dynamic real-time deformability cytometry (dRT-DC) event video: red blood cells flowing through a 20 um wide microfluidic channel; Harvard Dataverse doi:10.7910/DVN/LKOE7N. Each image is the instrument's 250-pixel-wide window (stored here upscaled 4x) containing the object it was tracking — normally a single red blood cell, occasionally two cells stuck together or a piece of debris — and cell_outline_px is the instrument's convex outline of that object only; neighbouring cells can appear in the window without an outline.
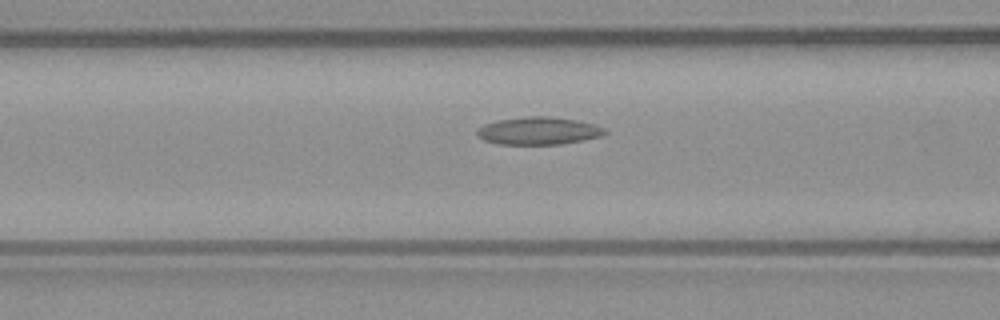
{"species": "common noctule bat (a hibernating species)", "species_latin": "Nyctalus noctula", "temperature_condition": "warm", "stored_images_in_passage": 34, "camera_frame_rate_fps": 3000, "um_per_image_px": 0.085, "animal": {"sex": "male", "body_mass_g": 23.1, "forearm_length_mm": 52.7}, "frame": {"image": 1, "passage_image": 9, "time_ms": 2.667, "image_size_px": [1000, 320], "cell_outline_px": [[608, 132], [604, 136], [560, 144], [500, 144], [484, 140], [476, 136], [476, 132], [484, 124], [496, 120], [528, 116], [548, 116], [576, 120], [596, 124], [604, 128]], "centroid_in_image_um": [45.8, 11.11], "position_along_channel_um": 120.8, "area_um2": 20.63}}
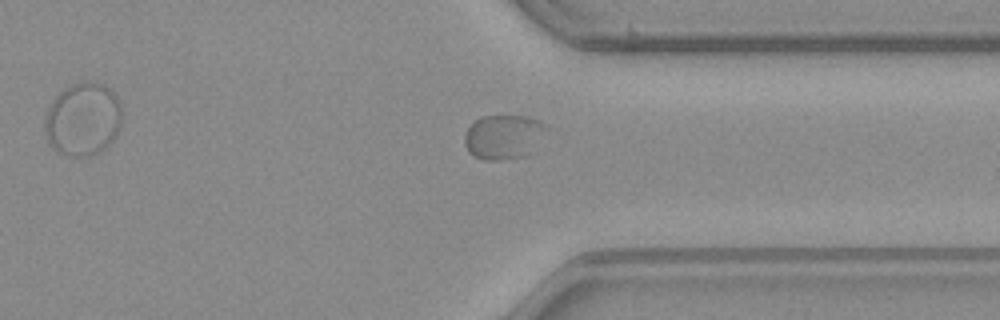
{"frame": {"image": 2, "passage_image": 27, "time_ms": 8.667, "image_size_px": [1000, 320], "cell_outline_px": [[548, 128], [528, 156], [496, 160], [484, 160], [472, 156], [468, 152], [464, 144], [464, 136], [468, 128], [480, 116], [524, 116], [536, 120], [544, 124]], "centroid_in_image_um": [42.76, 11.65], "position_along_channel_um": 368.6, "area_um2": 21.15}}
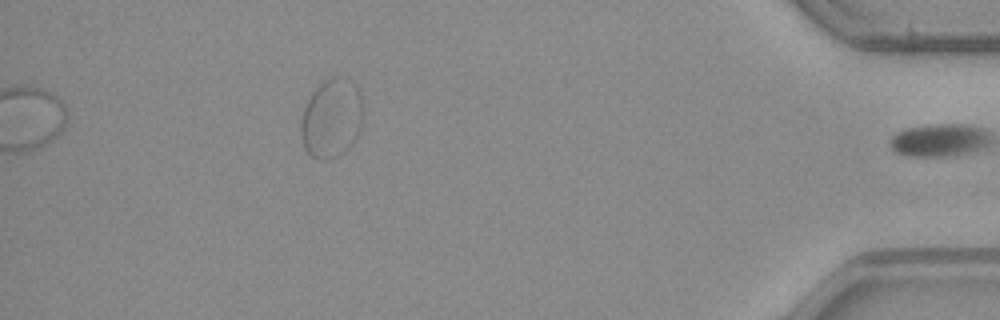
{"frame": {"image": 3, "passage_image": 34, "time_ms": 11.0, "image_size_px": [1000, 320], "cell_outline_px": [[364, 104], [360, 132], [356, 140], [344, 152], [328, 160], [312, 156], [304, 148], [300, 136], [300, 120], [304, 108], [312, 92], [324, 80], [332, 76], [348, 76], [356, 84], [360, 92]], "centroid_in_image_um": [28.21, 10.01], "position_along_channel_um": 407.0, "area_um2": 29.36}}